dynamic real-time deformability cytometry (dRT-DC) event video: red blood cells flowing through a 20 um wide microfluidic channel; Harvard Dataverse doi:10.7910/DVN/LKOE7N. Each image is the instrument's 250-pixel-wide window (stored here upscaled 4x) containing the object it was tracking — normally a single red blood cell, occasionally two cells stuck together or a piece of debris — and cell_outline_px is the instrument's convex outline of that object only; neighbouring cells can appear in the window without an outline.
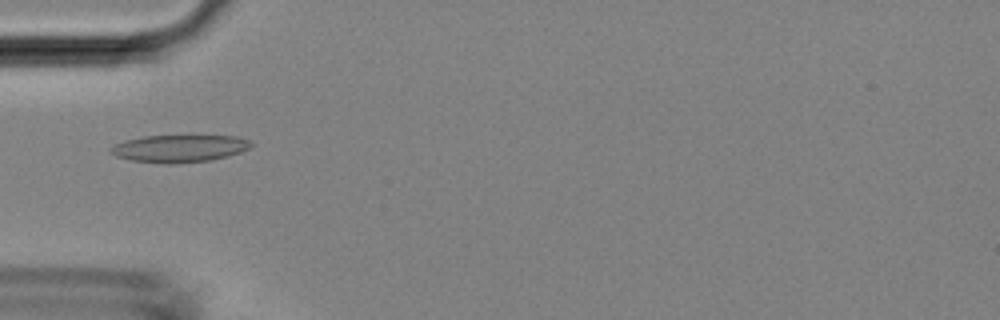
{"species": "Egyptian fruit bat (a non-hibernating species)", "species_latin": "Rousettus aegyptiacus", "temperature_condition": "room temperature", "stored_images_in_passage": 5, "camera_frame_rate_fps": 3000, "um_per_image_px": 0.085, "animal": {"sex": "female"}, "frame": {"image": 1, "passage_image": 4, "time_ms": 1.0, "image_size_px": [1000, 320], "cell_outline_px": [[252, 144], [248, 148], [240, 152], [228, 156], [212, 160], [176, 164], [164, 164], [132, 160], [116, 156], [108, 152], [116, 144], [124, 140], [144, 136], [236, 136], [252, 140]], "centroid_in_image_um": [15.26, 12.63], "position_along_channel_um": 69.7, "area_um2": 22.43}}